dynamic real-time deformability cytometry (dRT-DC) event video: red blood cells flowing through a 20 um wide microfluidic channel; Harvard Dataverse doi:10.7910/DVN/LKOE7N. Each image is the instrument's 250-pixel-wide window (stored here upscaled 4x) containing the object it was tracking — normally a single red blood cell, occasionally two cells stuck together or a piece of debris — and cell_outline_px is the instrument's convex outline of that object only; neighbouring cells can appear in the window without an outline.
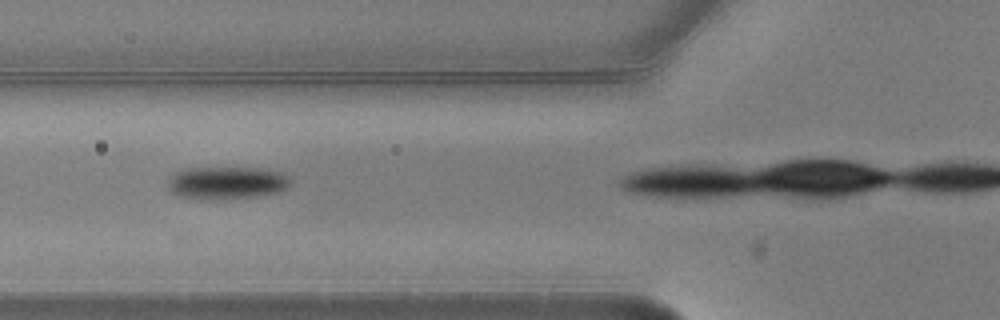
{"species": "common noctule bat (a hibernating species)", "species_latin": "Nyctalus noctula", "temperature_condition": "warm", "stored_images_in_passage": 3, "camera_frame_rate_fps": 3000, "um_per_image_px": 0.085, "animal": {"sex": "male", "body_mass_g": 20.5, "forearm_length_mm": 52.5}, "frame": {"image": 1, "passage_image": 2, "time_ms": 0.333, "image_size_px": [1000, 320], "cell_outline_px": [[288, 184], [284, 188], [276, 192], [256, 196], [180, 196], [172, 192], [168, 188], [168, 180], [176, 172], [188, 168], [260, 168], [280, 172], [288, 176]], "centroid_in_image_um": [19.27, 15.47], "position_along_channel_um": 106.5, "area_um2": 21.79}}